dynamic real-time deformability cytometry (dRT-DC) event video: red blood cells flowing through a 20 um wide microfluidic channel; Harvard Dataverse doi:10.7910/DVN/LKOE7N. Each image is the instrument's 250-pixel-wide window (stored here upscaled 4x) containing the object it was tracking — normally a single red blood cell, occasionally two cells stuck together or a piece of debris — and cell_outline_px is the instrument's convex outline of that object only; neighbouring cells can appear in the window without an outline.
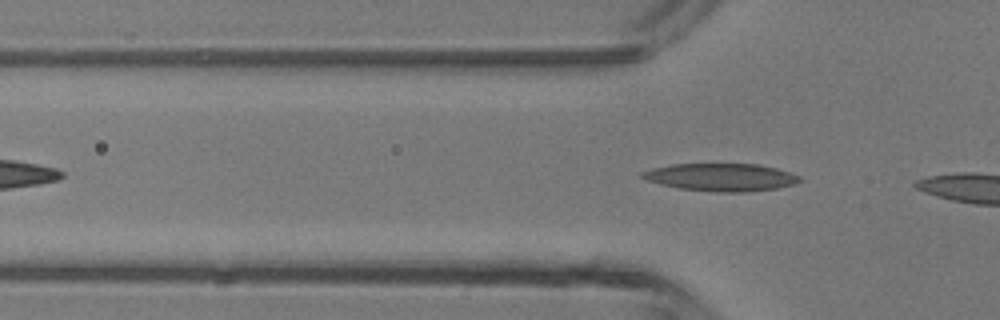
{"species": "common noctule bat (a hibernating species)", "species_latin": "Nyctalus noctula", "temperature_condition": "room temperature", "stored_images_in_passage": 3, "camera_frame_rate_fps": 3000, "um_per_image_px": 0.085, "animal": {"sex": "male", "body_mass_g": 13.3}, "frame": {"image": 1, "passage_image": 3, "time_ms": 0.667, "image_size_px": [1000, 320], "cell_outline_px": [[800, 180], [792, 184], [776, 188], [744, 192], [716, 192], [680, 188], [660, 184], [648, 180], [640, 176], [640, 172], [652, 168], [672, 164], [756, 164], [776, 168], [800, 176]], "centroid_in_image_um": [61.24, 15.06], "position_along_channel_um": 64.6, "area_um2": 25.09}}